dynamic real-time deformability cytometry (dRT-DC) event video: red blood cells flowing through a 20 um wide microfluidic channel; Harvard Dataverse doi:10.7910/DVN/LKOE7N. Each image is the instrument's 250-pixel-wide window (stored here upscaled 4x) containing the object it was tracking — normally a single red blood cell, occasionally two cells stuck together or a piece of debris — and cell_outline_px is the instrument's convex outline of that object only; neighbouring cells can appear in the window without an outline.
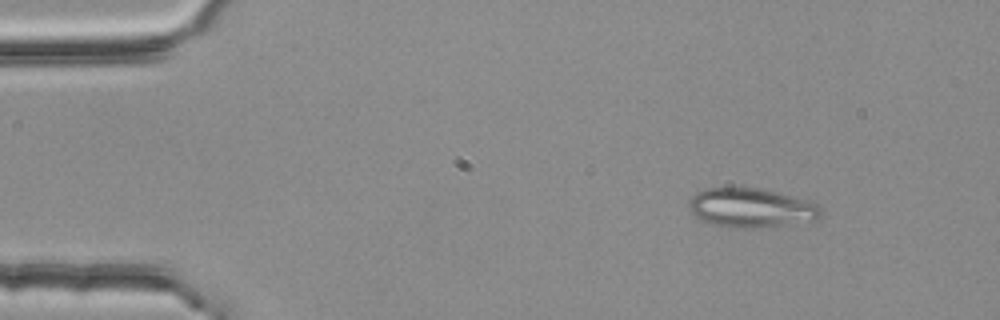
{"species": "common noctule bat (a hibernating species)", "species_latin": "Nyctalus noctula", "temperature_condition": "room temperature", "stored_images_in_passage": 3, "camera_frame_rate_fps": 3000, "um_per_image_px": 0.085, "animal": {"sex": "female", "body_mass_g": 25.1}, "frame": {"image": 1, "passage_image": 1, "time_ms": 0.0, "image_size_px": [1000, 320], "cell_outline_px": [[820, 220], [764, 228], [740, 228], [712, 224], [696, 216], [688, 208], [688, 200], [696, 192], [704, 188], [756, 188], [804, 200], [816, 204], [820, 208]], "centroid_in_image_um": [63.82, 17.69], "position_along_channel_um": 21.2, "area_um2": 29.88}}